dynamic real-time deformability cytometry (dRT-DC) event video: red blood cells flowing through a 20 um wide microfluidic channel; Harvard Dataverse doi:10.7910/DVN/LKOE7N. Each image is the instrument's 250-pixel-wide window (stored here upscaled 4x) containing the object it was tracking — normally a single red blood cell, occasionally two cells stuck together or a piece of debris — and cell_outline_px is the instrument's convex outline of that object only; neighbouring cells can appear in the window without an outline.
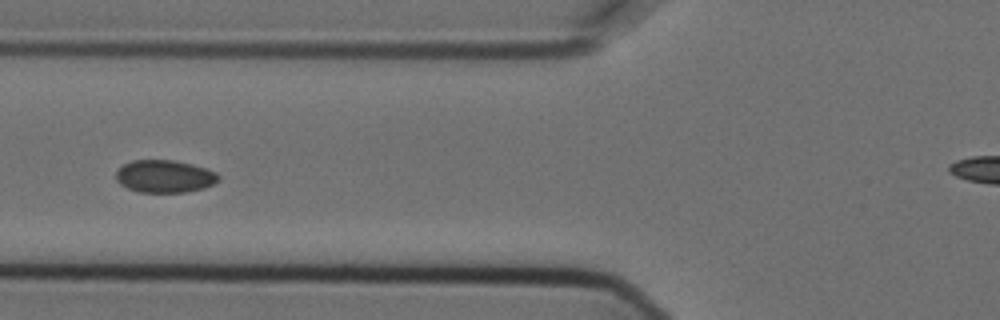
{"species": "Egyptian fruit bat (a non-hibernating species)", "species_latin": "Rousettus aegyptiacus", "temperature_condition": "cold", "stored_images_in_passage": 2, "camera_frame_rate_fps": 3000, "um_per_image_px": 0.085, "animal": {"sex": "female"}, "frame": {"image": 1, "passage_image": 2, "time_ms": 0.333, "image_size_px": [1000, 320], "cell_outline_px": [[220, 180], [204, 188], [184, 192], [140, 192], [128, 188], [120, 184], [116, 180], [116, 172], [124, 164], [132, 160], [176, 160], [192, 164], [216, 172], [220, 176]], "centroid_in_image_um": [14.0, 14.98], "position_along_channel_um": 111.8, "area_um2": 19.42}}